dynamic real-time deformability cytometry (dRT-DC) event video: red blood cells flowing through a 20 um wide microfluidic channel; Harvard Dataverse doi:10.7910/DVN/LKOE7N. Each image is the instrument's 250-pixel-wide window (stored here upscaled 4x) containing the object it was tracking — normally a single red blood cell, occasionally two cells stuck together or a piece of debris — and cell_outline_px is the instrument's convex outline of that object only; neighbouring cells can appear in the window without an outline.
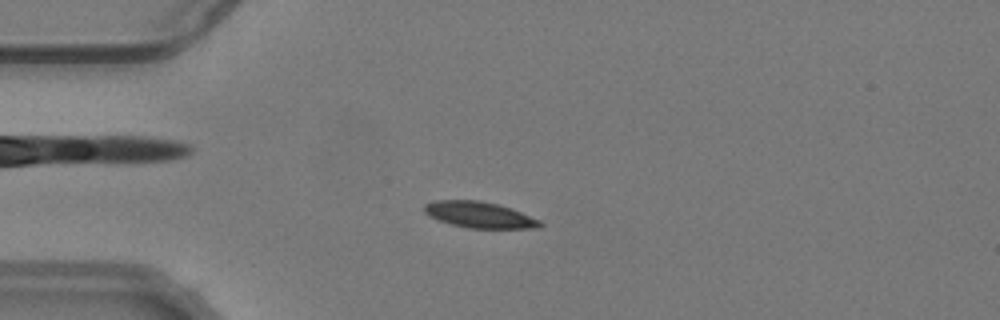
{"species": "common noctule bat (a hibernating species)", "species_latin": "Nyctalus noctula", "temperature_condition": "warm", "stored_images_in_passage": 46, "camera_frame_rate_fps": 3000, "um_per_image_px": 0.085, "animal": {"sex": "male", "body_mass_g": 19.2, "forearm_length_mm": 51.8}, "frame": {"image": 1, "passage_image": 5, "time_ms": 1.333, "image_size_px": [1000, 320], "cell_outline_px": [[544, 224], [540, 228], [468, 228], [452, 224], [428, 216], [424, 212], [424, 204], [436, 200], [480, 200], [500, 204], [540, 220]], "centroid_in_image_um": [40.75, 18.25], "position_along_channel_um": 44.2, "area_um2": 17.63}}
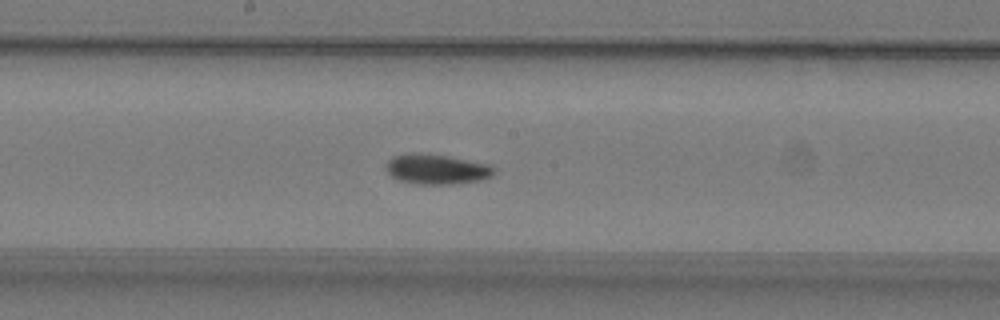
{"frame": {"image": 2, "passage_image": 20, "time_ms": 6.333, "image_size_px": [1000, 320], "cell_outline_px": [[496, 172], [492, 176], [480, 180], [452, 184], [416, 184], [400, 180], [392, 176], [388, 172], [388, 160], [392, 156], [412, 152], [448, 156], [492, 164], [496, 168]], "centroid_in_image_um": [37.18, 14.37], "position_along_channel_um": 211.0, "area_um2": 18.96}}
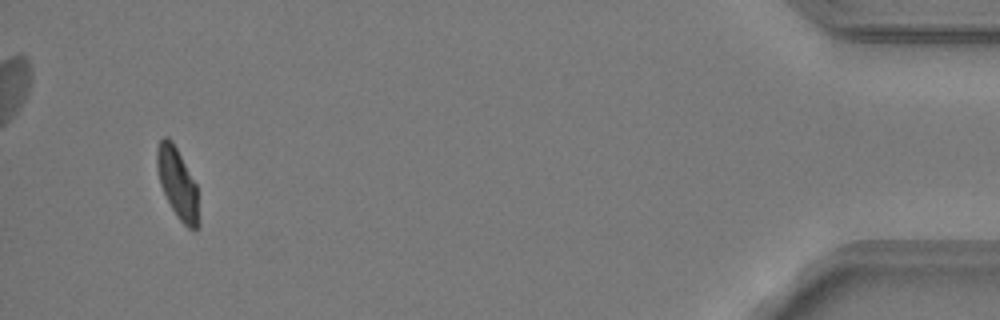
{"frame": {"image": 3, "passage_image": 43, "time_ms": 14.0, "image_size_px": [1000, 320], "cell_outline_px": [[200, 224], [196, 232], [188, 228], [176, 216], [160, 184], [156, 168], [156, 148], [160, 140], [164, 136], [168, 136], [172, 140], [196, 184], [200, 220]], "centroid_in_image_um": [15.1, 15.61], "position_along_channel_um": 420.1, "area_um2": 17.34}, "authors_computed_cell_mechanics": {"area_um2": 18.0914, "velocity_mm_per_s": 3.768, "shape_relaxation_time_tau1_ms": 4.8693, "shape_relaxation_time_tau2_ms": 4.7978, "deformation_change_tau1": 0.1487, "deformation_change_tau2": 0.0881}}